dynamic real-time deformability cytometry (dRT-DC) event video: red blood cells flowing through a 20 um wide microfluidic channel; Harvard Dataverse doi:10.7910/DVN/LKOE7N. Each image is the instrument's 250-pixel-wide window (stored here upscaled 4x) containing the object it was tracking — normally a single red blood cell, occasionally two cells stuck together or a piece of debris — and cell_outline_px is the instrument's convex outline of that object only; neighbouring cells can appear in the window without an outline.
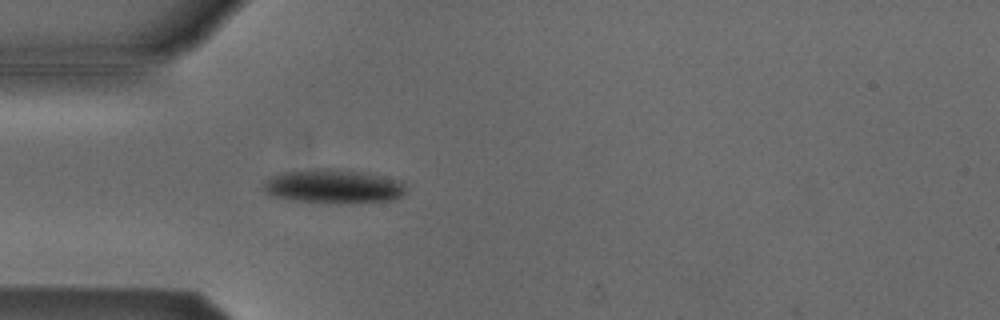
{"species": "Egyptian fruit bat (a non-hibernating species)", "species_latin": "Rousettus aegyptiacus", "temperature_condition": "cold", "stored_images_in_passage": 44, "camera_frame_rate_fps": 3000, "um_per_image_px": 0.085, "animal": {"sex": "male"}, "frame": {"image": 1, "passage_image": 6, "time_ms": 1.667, "image_size_px": [1000, 320], "cell_outline_px": [[408, 188], [400, 196], [392, 200], [348, 204], [336, 204], [292, 200], [272, 196], [264, 192], [260, 188], [264, 180], [280, 172], [316, 168], [332, 168], [364, 172], [404, 180]], "centroid_in_image_um": [28.33, 15.84], "position_along_channel_um": 56.7, "area_um2": 29.19}}
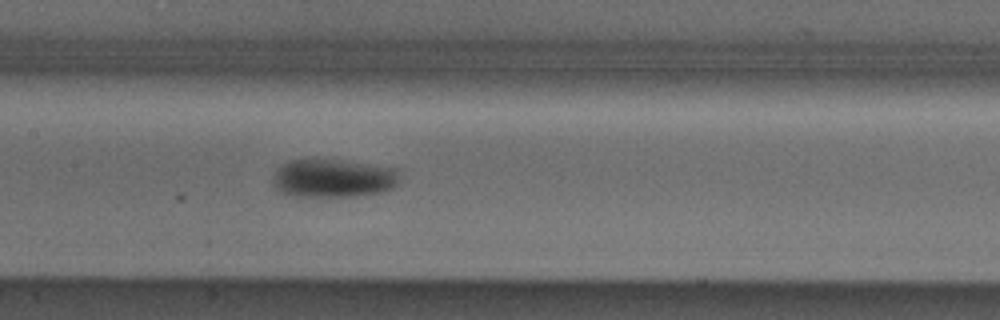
{"frame": {"image": 2, "passage_image": 16, "time_ms": 5.0, "image_size_px": [1000, 320], "cell_outline_px": [[400, 180], [392, 188], [380, 192], [356, 196], [292, 196], [280, 192], [272, 184], [272, 180], [276, 168], [292, 160], [336, 160], [400, 168]], "centroid_in_image_um": [28.34, 15.16], "position_along_channel_um": 179.1, "area_um2": 28.38}}
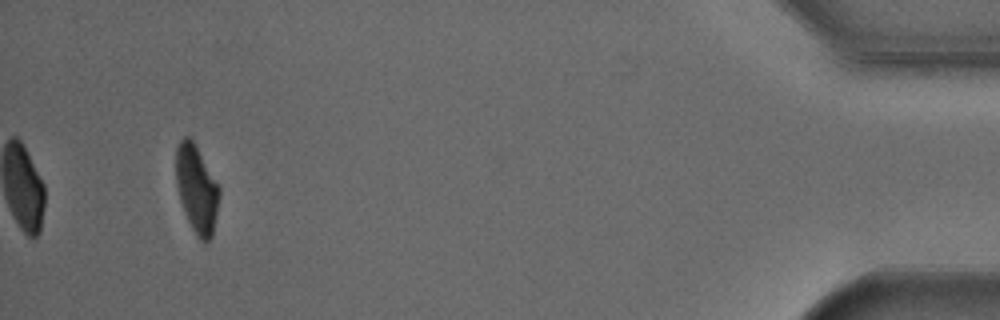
{"frame": {"image": 3, "passage_image": 41, "time_ms": 13.333, "image_size_px": [1000, 320], "cell_outline_px": [[220, 196], [212, 236], [208, 240], [200, 240], [196, 236], [184, 212], [180, 200], [176, 184], [176, 148], [180, 140], [184, 136], [188, 136], [192, 140], [220, 188]], "centroid_in_image_um": [16.7, 16.07], "position_along_channel_um": 418.5, "area_um2": 21.79}, "authors_computed_cell_mechanics": {"area_um2": 26.1256, "velocity_mm_per_s": 3.8166, "shape_relaxation_time_tau1_ms": 1.8546, "shape_relaxation_time_tau2_ms": null, "deformation_change_tau1": 0.1132, "deformation_change_tau2": null}}